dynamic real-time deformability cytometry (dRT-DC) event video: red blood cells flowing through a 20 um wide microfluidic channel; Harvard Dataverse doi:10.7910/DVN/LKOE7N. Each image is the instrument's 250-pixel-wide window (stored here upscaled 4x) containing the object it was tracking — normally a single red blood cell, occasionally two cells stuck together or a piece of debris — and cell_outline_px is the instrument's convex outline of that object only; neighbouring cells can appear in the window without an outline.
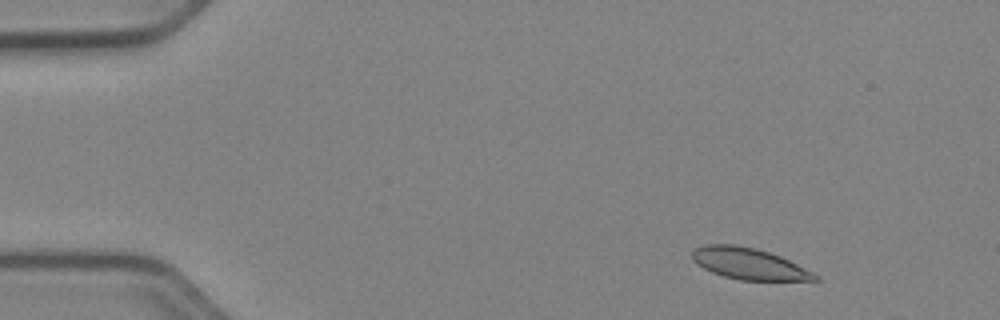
{"species": "Egyptian fruit bat (a non-hibernating species)", "species_latin": "Rousettus aegyptiacus", "temperature_condition": "cold", "stored_images_in_passage": 8, "camera_frame_rate_fps": 3000, "um_per_image_px": 0.085, "animal": {"sex": "female"}, "frame": {"image": 1, "passage_image": 5, "time_ms": 1.333, "image_size_px": [1000, 320], "cell_outline_px": [[820, 280], [740, 280], [724, 276], [712, 272], [696, 264], [692, 260], [692, 252], [696, 248], [704, 244], [732, 244], [756, 248], [780, 256], [820, 276]], "centroid_in_image_um": [63.62, 22.41], "position_along_channel_um": 21.4, "area_um2": 22.25}}